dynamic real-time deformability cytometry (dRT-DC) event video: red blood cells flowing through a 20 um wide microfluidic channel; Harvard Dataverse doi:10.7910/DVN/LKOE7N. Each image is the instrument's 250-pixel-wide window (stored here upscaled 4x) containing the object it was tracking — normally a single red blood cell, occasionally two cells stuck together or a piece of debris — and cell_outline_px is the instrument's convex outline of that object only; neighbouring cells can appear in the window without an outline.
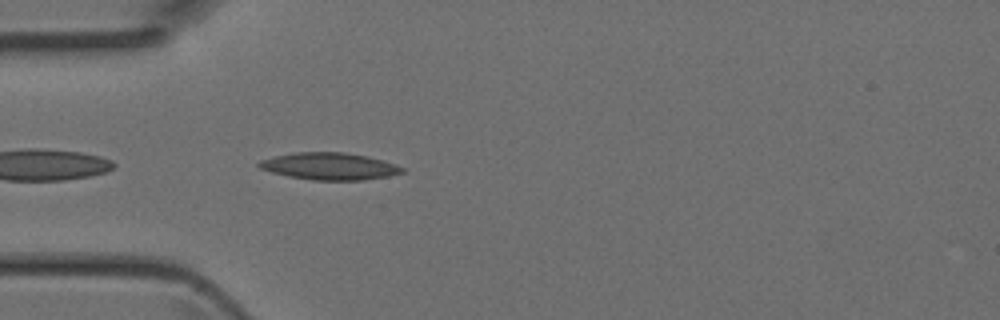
{"species": "Egyptian fruit bat (a non-hibernating species)", "species_latin": "Rousettus aegyptiacus", "temperature_condition": "room temperature", "stored_images_in_passage": 4, "camera_frame_rate_fps": 3000, "um_per_image_px": 0.085, "animal": {"sex": "female"}, "frame": {"image": 1, "passage_image": 4, "time_ms": 1.0, "image_size_px": [1000, 320], "cell_outline_px": [[404, 172], [388, 176], [364, 180], [312, 180], [288, 176], [272, 172], [260, 168], [256, 164], [260, 160], [276, 156], [296, 152], [344, 152], [368, 156], [384, 160], [396, 164], [404, 168]], "centroid_in_image_um": [28.03, 14.13], "position_along_channel_um": 57.0, "area_um2": 22.6}}